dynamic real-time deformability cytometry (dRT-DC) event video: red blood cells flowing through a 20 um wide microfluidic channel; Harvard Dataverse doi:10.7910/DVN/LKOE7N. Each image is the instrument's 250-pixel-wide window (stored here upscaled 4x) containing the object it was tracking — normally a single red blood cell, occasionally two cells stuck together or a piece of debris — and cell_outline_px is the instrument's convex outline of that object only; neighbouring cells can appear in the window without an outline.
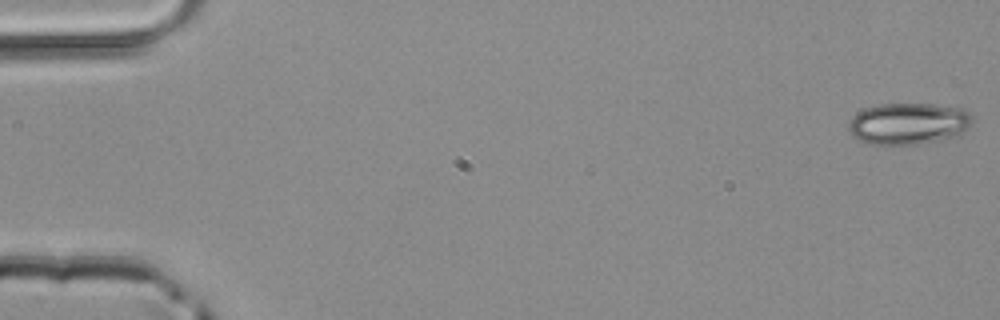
{"species": "common noctule bat (a hibernating species)", "species_latin": "Nyctalus noctula", "temperature_condition": "room temperature", "stored_images_in_passage": 49, "camera_frame_rate_fps": 3000, "um_per_image_px": 0.085, "animal": {"sex": "male", "body_mass_g": 20.4}, "frame": {"image": 1, "passage_image": 1, "time_ms": 0.0, "image_size_px": [1000, 320], "cell_outline_px": [[972, 124], [956, 136], [916, 144], [868, 144], [856, 140], [848, 132], [848, 124], [852, 116], [856, 112], [864, 108], [880, 104], [936, 104], [964, 108], [972, 116]], "centroid_in_image_um": [77.17, 10.49], "position_along_channel_um": 7.8, "area_um2": 30.23}}
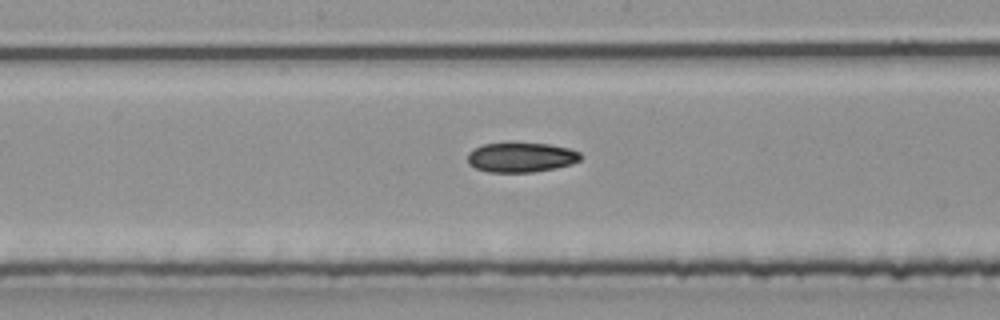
{"frame": {"image": 2, "passage_image": 26, "time_ms": 8.333, "image_size_px": [1000, 320], "cell_outline_px": [[580, 160], [572, 164], [556, 168], [532, 172], [488, 172], [476, 168], [468, 164], [468, 152], [484, 144], [548, 144], [568, 148], [580, 152]], "centroid_in_image_um": [44.3, 13.39], "position_along_channel_um": 203.9, "area_um2": 19.25}}
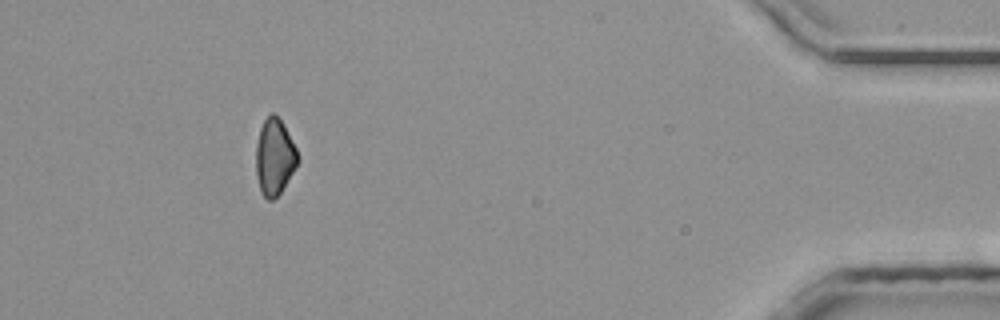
{"frame": {"image": 3, "passage_image": 45, "time_ms": 14.667, "image_size_px": [1000, 320], "cell_outline_px": [[300, 160], [280, 192], [272, 200], [268, 200], [260, 192], [256, 176], [256, 144], [260, 128], [264, 120], [272, 112], [280, 120], [296, 148]], "centroid_in_image_um": [23.31, 13.36], "position_along_channel_um": 411.9, "area_um2": 18.32}}